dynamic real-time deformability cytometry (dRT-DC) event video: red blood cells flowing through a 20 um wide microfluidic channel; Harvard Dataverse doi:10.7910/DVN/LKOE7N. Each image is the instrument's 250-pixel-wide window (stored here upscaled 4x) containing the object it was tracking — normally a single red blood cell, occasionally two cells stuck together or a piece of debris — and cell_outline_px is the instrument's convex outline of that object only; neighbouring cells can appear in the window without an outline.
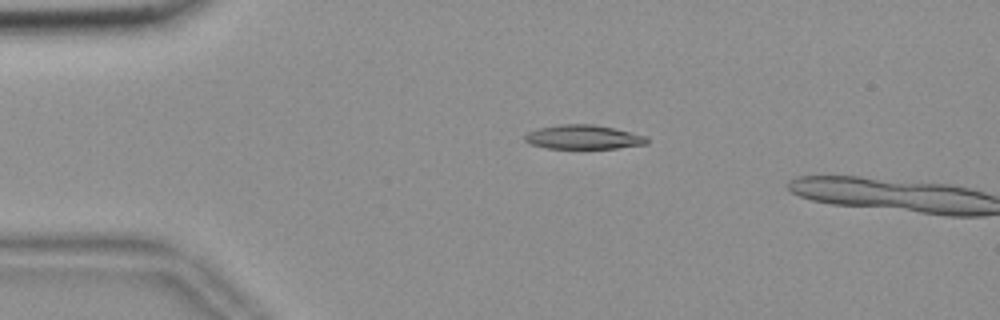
{"species": "common noctule bat (a hibernating species)", "species_latin": "Nyctalus noctula", "temperature_condition": "room temperature", "stored_images_in_passage": 39, "camera_frame_rate_fps": 3000, "um_per_image_px": 0.085, "animal": {"sex": "female", "body_mass_g": 18.4}, "frame": {"image": 1, "passage_image": 1, "time_ms": 0.0, "image_size_px": [1000, 320], "cell_outline_px": [[648, 144], [616, 148], [544, 148], [532, 144], [524, 140], [524, 136], [528, 132], [540, 128], [560, 124], [592, 124], [612, 128], [644, 136], [648, 140]], "centroid_in_image_um": [49.55, 11.66], "position_along_channel_um": 35.4, "area_um2": 16.88}}
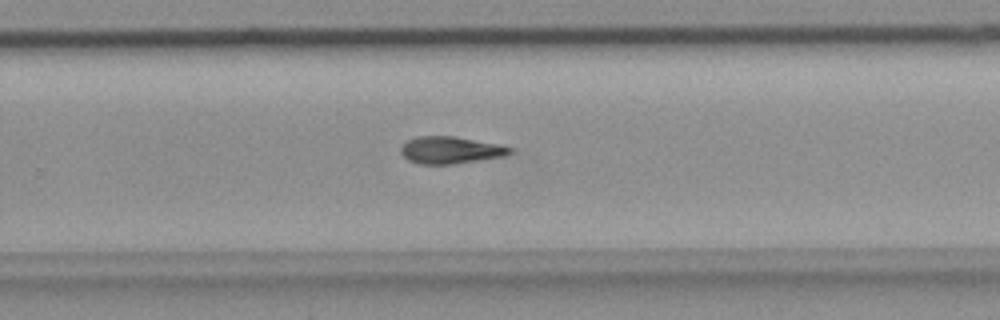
{"frame": {"image": 2, "passage_image": 25, "time_ms": 8.0, "image_size_px": [1000, 320], "cell_outline_px": [[512, 152], [504, 156], [452, 164], [420, 164], [408, 160], [400, 152], [400, 148], [408, 140], [416, 136], [456, 136], [500, 144], [512, 148]], "centroid_in_image_um": [38.29, 12.75], "position_along_channel_um": 291.5, "area_um2": 17.22}}
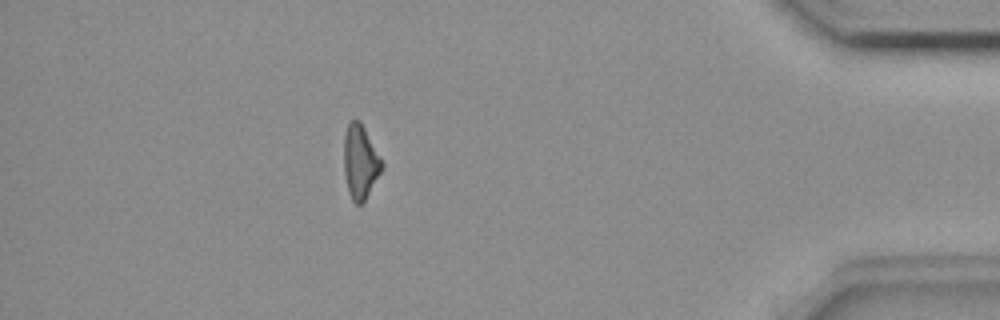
{"frame": {"image": 3, "passage_image": 38, "time_ms": 12.333, "image_size_px": [1000, 320], "cell_outline_px": [[384, 168], [364, 204], [356, 204], [352, 200], [348, 192], [344, 172], [344, 136], [348, 124], [352, 120], [360, 120], [380, 156], [384, 164]], "centroid_in_image_um": [30.64, 13.81], "position_along_channel_um": 404.6, "area_um2": 16.65}}